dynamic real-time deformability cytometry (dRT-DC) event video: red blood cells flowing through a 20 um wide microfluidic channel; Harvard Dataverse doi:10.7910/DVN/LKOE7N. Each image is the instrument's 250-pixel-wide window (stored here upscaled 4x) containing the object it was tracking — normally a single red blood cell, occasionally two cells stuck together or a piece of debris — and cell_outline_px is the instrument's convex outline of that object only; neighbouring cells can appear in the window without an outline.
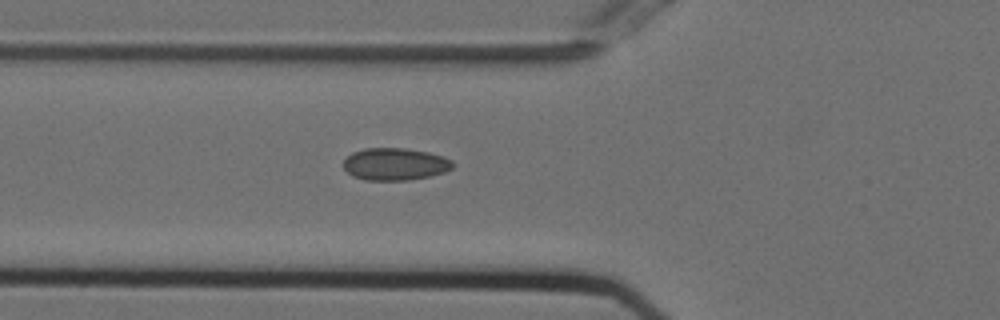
{"species": "Egyptian fruit bat (a non-hibernating species)", "species_latin": "Rousettus aegyptiacus", "temperature_condition": "cold", "stored_images_in_passage": 29, "camera_frame_rate_fps": 3000, "um_per_image_px": 0.085, "animal": {"sex": "female"}, "frame": {"image": 1, "passage_image": 2, "time_ms": 0.333, "image_size_px": [1000, 320], "cell_outline_px": [[452, 168], [444, 172], [428, 176], [408, 180], [364, 180], [352, 176], [344, 168], [344, 160], [352, 152], [364, 148], [404, 148], [428, 152], [444, 156], [452, 160]], "centroid_in_image_um": [33.56, 13.94], "position_along_channel_um": 92.2, "area_um2": 20.52}}
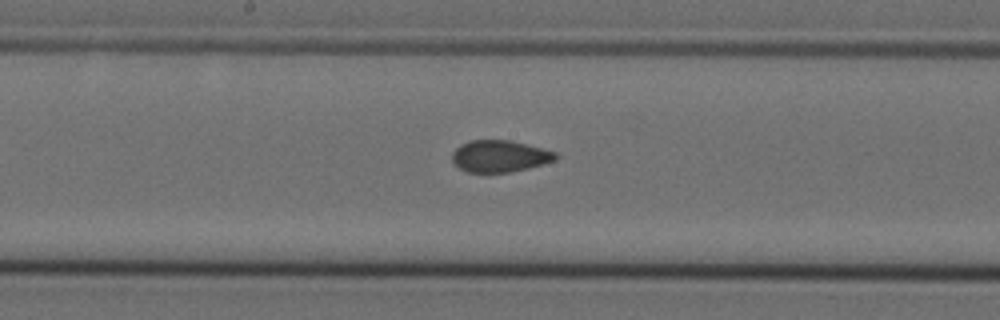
{"frame": {"image": 2, "passage_image": 11, "time_ms": 3.333, "image_size_px": [1000, 320], "cell_outline_px": [[560, 156], [556, 160], [528, 168], [508, 172], [468, 172], [460, 168], [452, 160], [452, 152], [460, 144], [468, 140], [508, 140], [556, 152]], "centroid_in_image_um": [42.46, 13.27], "position_along_channel_um": 205.7, "area_um2": 19.02}}
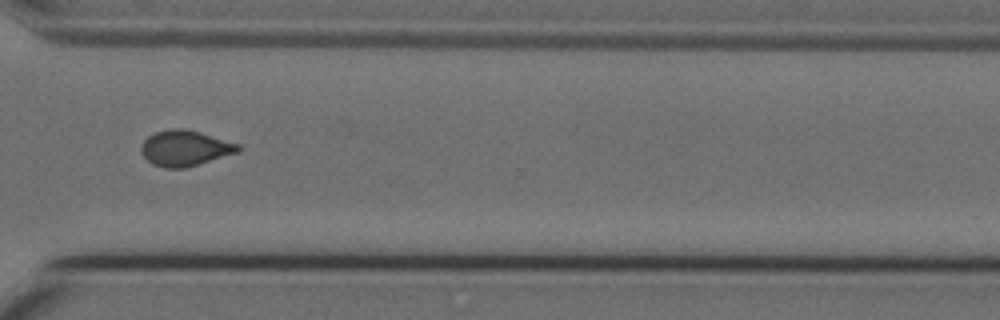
{"frame": {"image": 3, "passage_image": 23, "time_ms": 7.333, "image_size_px": [1000, 320], "cell_outline_px": [[240, 152], [184, 168], [164, 168], [152, 164], [140, 152], [140, 148], [144, 140], [148, 136], [156, 132], [172, 128], [184, 128], [200, 132], [240, 144]], "centroid_in_image_um": [15.73, 12.59], "position_along_channel_um": 354.9, "area_um2": 20.17}}